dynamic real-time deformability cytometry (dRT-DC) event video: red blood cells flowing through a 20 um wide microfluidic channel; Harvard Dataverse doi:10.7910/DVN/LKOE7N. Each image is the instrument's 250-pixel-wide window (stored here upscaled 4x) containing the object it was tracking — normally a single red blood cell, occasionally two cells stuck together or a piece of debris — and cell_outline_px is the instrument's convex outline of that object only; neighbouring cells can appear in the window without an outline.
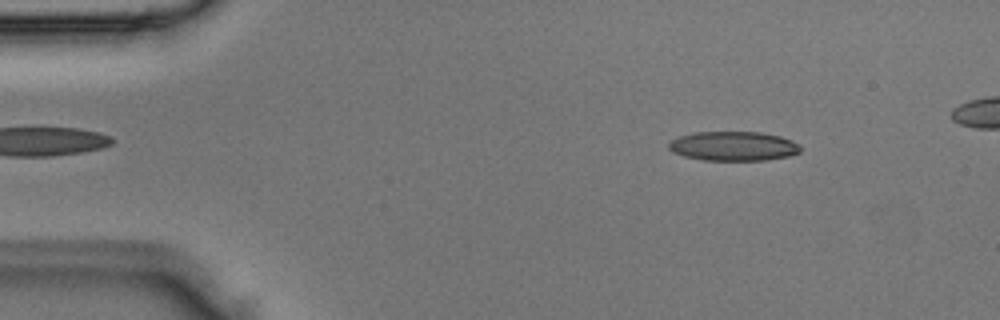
{"species": "Egyptian fruit bat (a non-hibernating species)", "species_latin": "Rousettus aegyptiacus", "temperature_condition": "room temperature", "stored_images_in_passage": 3, "camera_frame_rate_fps": 3000, "um_per_image_px": 0.085, "animal": {"sex": "male"}, "frame": {"image": 1, "passage_image": 1, "time_ms": 0.0, "image_size_px": [1000, 320], "cell_outline_px": [[800, 152], [788, 156], [764, 160], [700, 160], [684, 156], [672, 152], [668, 148], [668, 144], [676, 136], [692, 132], [760, 132], [780, 136], [792, 140], [800, 148]], "centroid_in_image_um": [62.28, 12.41], "position_along_channel_um": 22.7, "area_um2": 22.6}}